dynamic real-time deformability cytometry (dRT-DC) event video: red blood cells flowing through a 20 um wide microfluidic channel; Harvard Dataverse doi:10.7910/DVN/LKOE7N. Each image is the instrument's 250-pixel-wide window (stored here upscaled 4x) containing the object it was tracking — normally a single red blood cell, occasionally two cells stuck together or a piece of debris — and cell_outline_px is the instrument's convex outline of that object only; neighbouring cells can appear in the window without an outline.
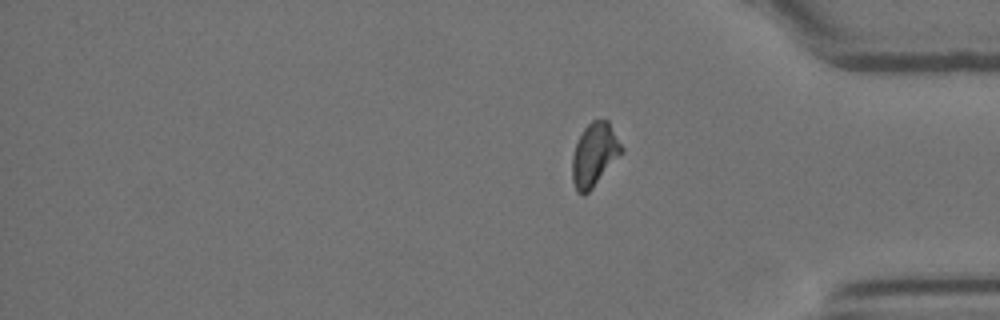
{"species": "Egyptian fruit bat (a non-hibernating species)", "species_latin": "Rousettus aegyptiacus", "temperature_condition": "room temperature", "stored_images_in_passage": 15, "segment_of_instrument_passage": [2, 2], "camera_frame_rate_fps": 3000, "um_per_image_px": 0.085, "animal": {"sex": "female"}, "frame": {"image": 1, "passage_image": 15, "time_ms": 4.667, "image_size_px": [1000, 320], "cell_outline_px": [[624, 152], [592, 188], [584, 196], [576, 192], [572, 180], [572, 156], [576, 144], [584, 128], [592, 120], [608, 120], [624, 148]], "centroid_in_image_um": [50.53, 13.16], "position_along_channel_um": 384.7, "area_um2": 18.26}}